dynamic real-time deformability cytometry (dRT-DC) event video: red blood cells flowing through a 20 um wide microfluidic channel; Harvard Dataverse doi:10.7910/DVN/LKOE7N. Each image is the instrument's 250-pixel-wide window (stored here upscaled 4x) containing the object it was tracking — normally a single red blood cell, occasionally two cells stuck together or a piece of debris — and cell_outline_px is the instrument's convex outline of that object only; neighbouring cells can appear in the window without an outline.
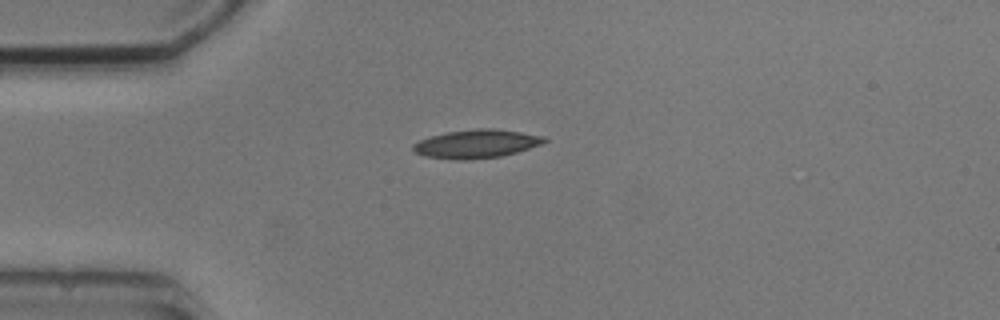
{"species": "common noctule bat (a hibernating species)", "species_latin": "Nyctalus noctula", "temperature_condition": "cold", "stored_images_in_passage": 2, "camera_frame_rate_fps": 3000, "um_per_image_px": 0.085, "animal": {"sex": "male", "body_mass_g": 20.5, "forearm_length_mm": 52.5}, "frame": {"image": 1, "passage_image": 1, "time_ms": 0.0, "image_size_px": [1000, 320], "cell_outline_px": [[548, 140], [544, 144], [516, 152], [500, 156], [468, 160], [456, 160], [424, 156], [416, 152], [412, 148], [412, 144], [420, 140], [432, 136], [448, 132], [476, 128], [492, 128], [520, 132], [544, 136]], "centroid_in_image_um": [40.51, 12.23], "position_along_channel_um": 44.5, "area_um2": 21.73}}
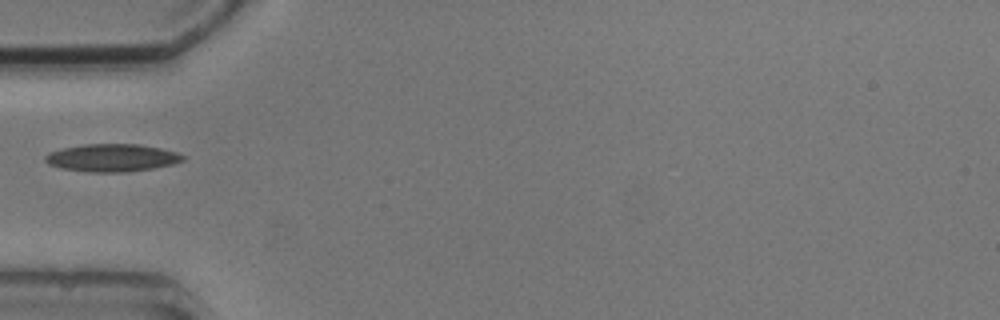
{"frame": {"image": 2, "passage_image": 2, "time_ms": 1.333, "image_size_px": [1000, 320], "cell_outline_px": [[184, 160], [172, 164], [152, 168], [128, 172], [88, 172], [60, 168], [48, 164], [44, 160], [44, 156], [48, 152], [64, 148], [84, 144], [140, 144], [160, 148], [176, 152], [184, 156]], "centroid_in_image_um": [9.48, 13.41], "position_along_channel_um": 75.5, "area_um2": 22.2}}